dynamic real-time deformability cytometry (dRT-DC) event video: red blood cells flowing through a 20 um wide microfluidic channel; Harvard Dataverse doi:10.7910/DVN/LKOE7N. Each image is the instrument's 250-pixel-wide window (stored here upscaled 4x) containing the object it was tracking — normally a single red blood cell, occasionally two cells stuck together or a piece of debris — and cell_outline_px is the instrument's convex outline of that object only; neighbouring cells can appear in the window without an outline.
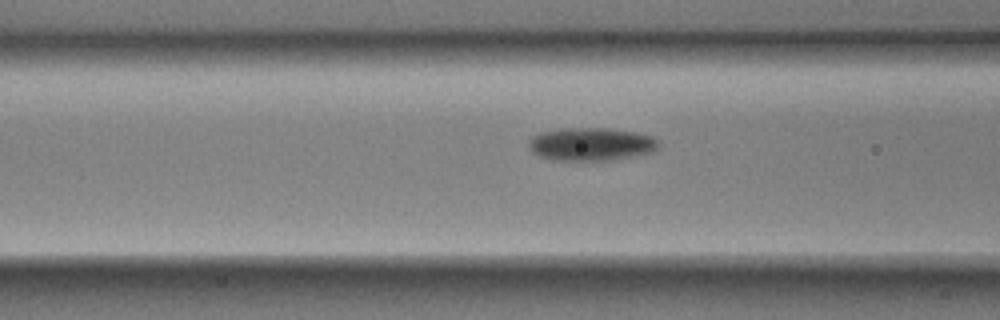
{"species": "Egyptian fruit bat (a non-hibernating species)", "species_latin": "Rousettus aegyptiacus", "temperature_condition": "room temperature", "stored_images_in_passage": 15, "camera_frame_rate_fps": 3000, "um_per_image_px": 0.085, "animal": {"sex": "male"}, "frame": {"image": 1, "passage_image": 13, "time_ms": 4.0, "image_size_px": [1000, 320], "cell_outline_px": [[660, 148], [656, 152], [636, 156], [612, 160], [552, 160], [540, 156], [532, 152], [528, 148], [528, 140], [532, 136], [540, 132], [564, 128], [608, 128], [636, 132], [652, 136], [660, 140]], "centroid_in_image_um": [50.29, 12.25], "position_along_channel_um": 116.3, "area_um2": 25.55}}